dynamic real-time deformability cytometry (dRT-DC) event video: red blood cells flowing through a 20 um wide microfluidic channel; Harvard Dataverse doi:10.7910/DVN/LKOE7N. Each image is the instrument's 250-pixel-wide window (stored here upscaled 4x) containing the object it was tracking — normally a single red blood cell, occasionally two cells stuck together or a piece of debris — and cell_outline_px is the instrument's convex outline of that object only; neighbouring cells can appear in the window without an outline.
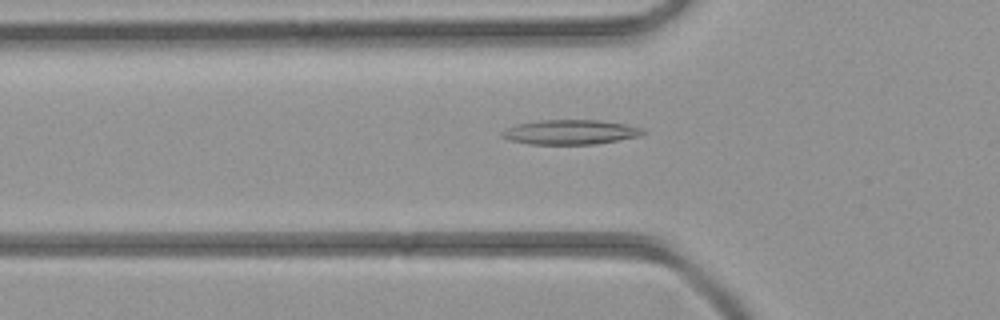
{"species": "common noctule bat (a hibernating species)", "species_latin": "Nyctalus noctula", "temperature_condition": "room temperature", "stored_images_in_passage": 5, "camera_frame_rate_fps": 3000, "um_per_image_px": 0.085, "animal": {"sex": "female", "body_mass_g": 21.9}, "frame": {"image": 1, "passage_image": 5, "time_ms": 5.667, "image_size_px": [1000, 320], "cell_outline_px": [[648, 132], [640, 136], [596, 144], [528, 144], [508, 140], [500, 136], [500, 132], [516, 124], [540, 120], [600, 120], [628, 124], [644, 128]], "centroid_in_image_um": [48.51, 11.23], "position_along_channel_um": 77.3, "area_um2": 20.52}}